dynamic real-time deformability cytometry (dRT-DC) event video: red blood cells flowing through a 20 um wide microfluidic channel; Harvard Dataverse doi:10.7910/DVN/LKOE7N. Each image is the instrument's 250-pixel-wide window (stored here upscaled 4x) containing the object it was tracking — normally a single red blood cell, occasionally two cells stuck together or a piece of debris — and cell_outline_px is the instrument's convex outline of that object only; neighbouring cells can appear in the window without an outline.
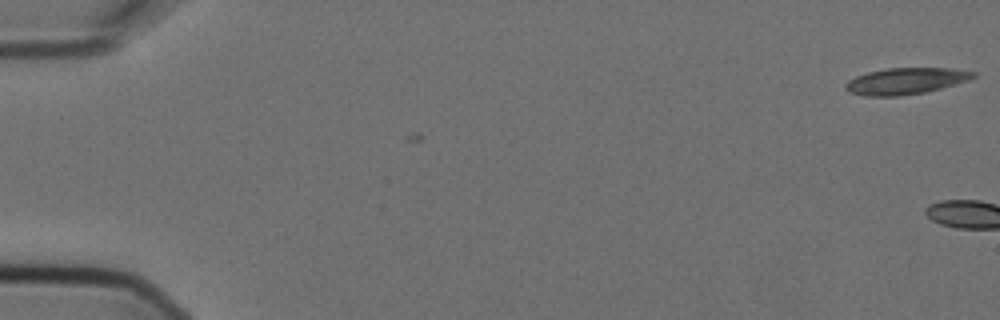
{"species": "Egyptian fruit bat (a non-hibernating species)", "species_latin": "Rousettus aegyptiacus", "temperature_condition": "cold", "stored_images_in_passage": 7, "camera_frame_rate_fps": 3000, "um_per_image_px": 0.085, "animal": {"sex": "female"}, "frame": {"image": 1, "passage_image": 1, "time_ms": 0.0, "image_size_px": [1000, 320], "cell_outline_px": [[976, 76], [968, 80], [956, 84], [924, 92], [900, 96], [864, 96], [848, 92], [844, 88], [844, 84], [848, 80], [856, 76], [868, 72], [888, 68], [948, 68], [976, 72]], "centroid_in_image_um": [76.94, 6.89], "position_along_channel_um": 8.1, "area_um2": 19.65}}
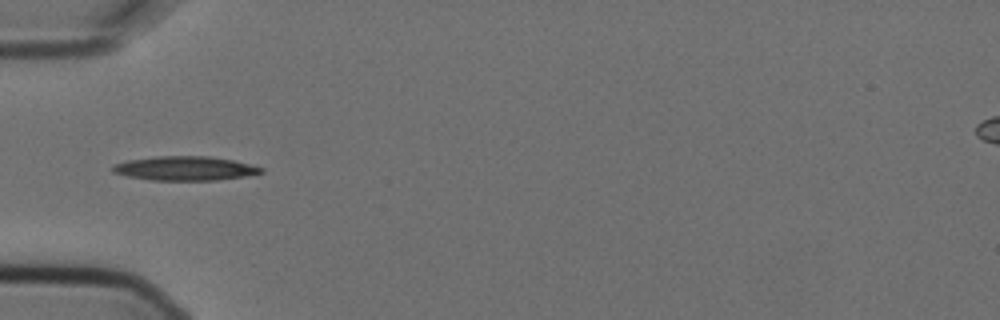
{"frame": {"image": 2, "passage_image": 5, "time_ms": 1.333, "image_size_px": [1000, 320], "cell_outline_px": [[264, 172], [244, 176], [216, 180], [152, 180], [128, 176], [112, 172], [112, 164], [128, 160], [156, 156], [208, 156], [232, 160], [264, 168]], "centroid_in_image_um": [15.69, 14.31], "position_along_channel_um": 69.3, "area_um2": 20.75}}